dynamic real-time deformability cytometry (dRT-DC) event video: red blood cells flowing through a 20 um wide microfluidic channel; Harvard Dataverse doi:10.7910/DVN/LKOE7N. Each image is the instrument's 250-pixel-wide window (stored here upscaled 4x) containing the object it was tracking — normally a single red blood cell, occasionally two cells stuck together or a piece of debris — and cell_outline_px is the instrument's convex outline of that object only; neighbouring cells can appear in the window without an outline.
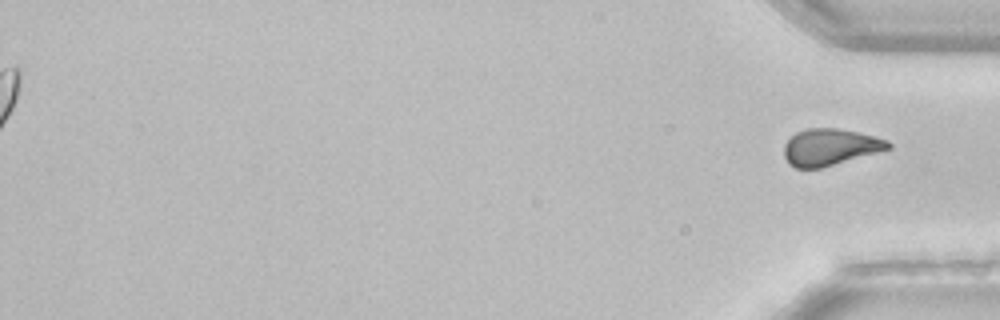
{"species": "common noctule bat (a hibernating species)", "species_latin": "Nyctalus noctula", "temperature_condition": "room temperature", "stored_images_in_passage": 51, "segment_of_instrument_passage": [2, 2], "camera_frame_rate_fps": 3000, "um_per_image_px": 0.085, "animal": {"sex": "female", "body_mass_g": 22.7, "forearm_length_mm": 54.2}, "frame": {"image": 1, "passage_image": 51, "time_ms": 16.667, "image_size_px": [1000, 320], "cell_outline_px": [[892, 148], [820, 168], [796, 168], [788, 164], [784, 156], [784, 144], [796, 132], [804, 128], [836, 128], [856, 132], [888, 140], [892, 144]], "centroid_in_image_um": [70.53, 12.5], "position_along_channel_um": 364.7, "area_um2": 22.14}}